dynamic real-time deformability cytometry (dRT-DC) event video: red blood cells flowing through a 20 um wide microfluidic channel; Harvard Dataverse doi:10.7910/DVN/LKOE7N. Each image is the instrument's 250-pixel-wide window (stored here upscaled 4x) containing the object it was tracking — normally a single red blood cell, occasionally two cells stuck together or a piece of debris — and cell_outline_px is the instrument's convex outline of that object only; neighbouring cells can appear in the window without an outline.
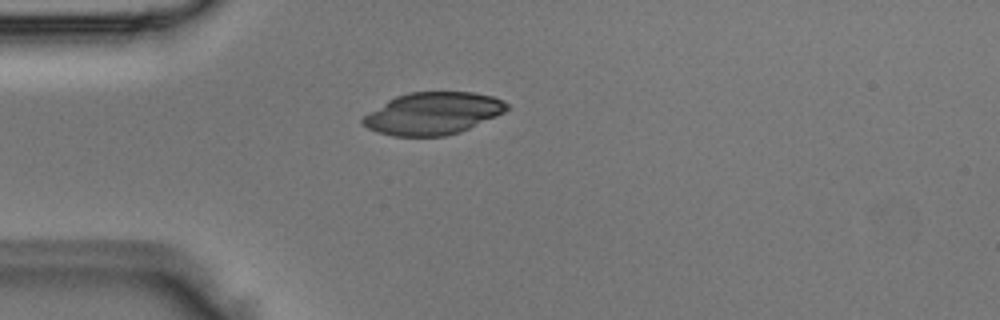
{"species": "Egyptian fruit bat (a non-hibernating species)", "species_latin": "Rousettus aegyptiacus", "temperature_condition": "room temperature", "stored_images_in_passage": 1, "camera_frame_rate_fps": 3000, "um_per_image_px": 0.085, "animal": {"sex": "male"}, "frame": {"image": 1, "passage_image": 1, "time_ms": 0.0, "image_size_px": [1000, 320], "cell_outline_px": [[508, 108], [504, 112], [496, 116], [460, 132], [444, 136], [392, 136], [376, 132], [368, 128], [360, 120], [368, 112], [388, 100], [396, 96], [408, 92], [472, 92], [492, 96], [508, 104]], "centroid_in_image_um": [36.76, 9.64], "position_along_channel_um": 48.2, "area_um2": 35.26}}